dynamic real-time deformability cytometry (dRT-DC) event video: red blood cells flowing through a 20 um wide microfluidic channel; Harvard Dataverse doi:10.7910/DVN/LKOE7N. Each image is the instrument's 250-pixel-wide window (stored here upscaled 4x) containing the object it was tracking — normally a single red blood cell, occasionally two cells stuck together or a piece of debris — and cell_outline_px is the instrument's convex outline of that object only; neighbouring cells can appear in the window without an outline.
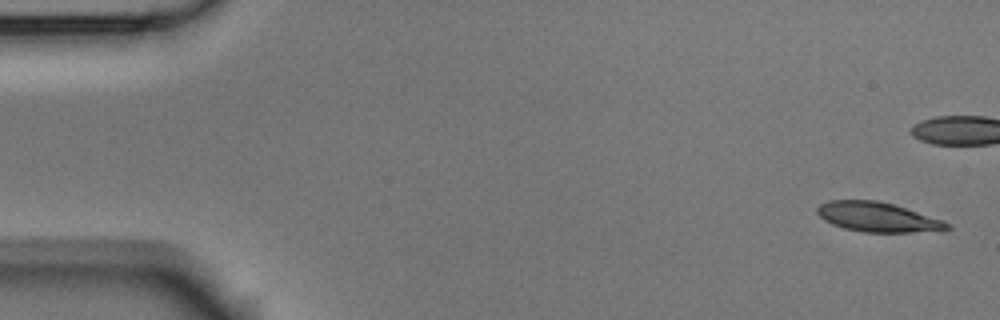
{"species": "Egyptian fruit bat (a non-hibernating species)", "species_latin": "Rousettus aegyptiacus", "temperature_condition": "room temperature", "stored_images_in_passage": 18, "camera_frame_rate_fps": 3000, "um_per_image_px": 0.085, "animal": {"sex": "male"}, "frame": {"image": 1, "passage_image": 1, "time_ms": 0.0, "image_size_px": [1000, 320], "cell_outline_px": [[952, 228], [908, 232], [860, 232], [844, 228], [832, 224], [824, 220], [816, 212], [816, 208], [820, 204], [828, 200], [876, 200], [892, 204], [944, 220], [952, 224]], "centroid_in_image_um": [74.56, 18.44], "position_along_channel_um": 10.4, "area_um2": 22.25}}
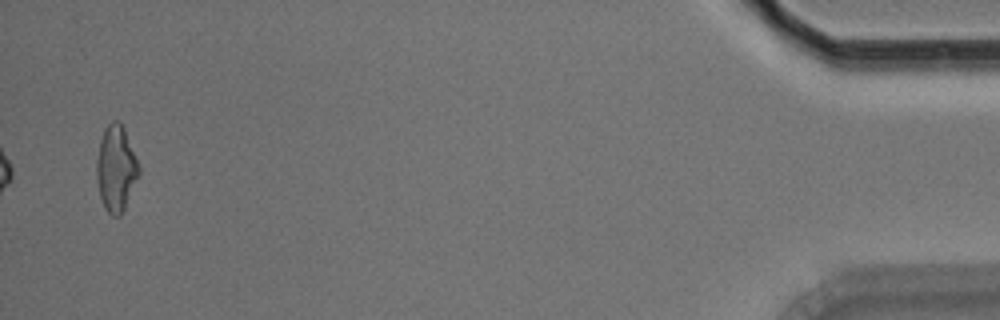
{"frame": {"image": 2, "passage_image": 18, "time_ms": 5.667, "image_size_px": [1000, 320], "cell_outline_px": [[140, 172], [124, 208], [120, 216], [112, 216], [104, 208], [100, 196], [96, 176], [96, 160], [100, 140], [104, 128], [112, 120], [116, 120], [124, 128], [140, 168]], "centroid_in_image_um": [9.84, 14.32], "position_along_channel_um": 425.4, "area_um2": 20.92}}